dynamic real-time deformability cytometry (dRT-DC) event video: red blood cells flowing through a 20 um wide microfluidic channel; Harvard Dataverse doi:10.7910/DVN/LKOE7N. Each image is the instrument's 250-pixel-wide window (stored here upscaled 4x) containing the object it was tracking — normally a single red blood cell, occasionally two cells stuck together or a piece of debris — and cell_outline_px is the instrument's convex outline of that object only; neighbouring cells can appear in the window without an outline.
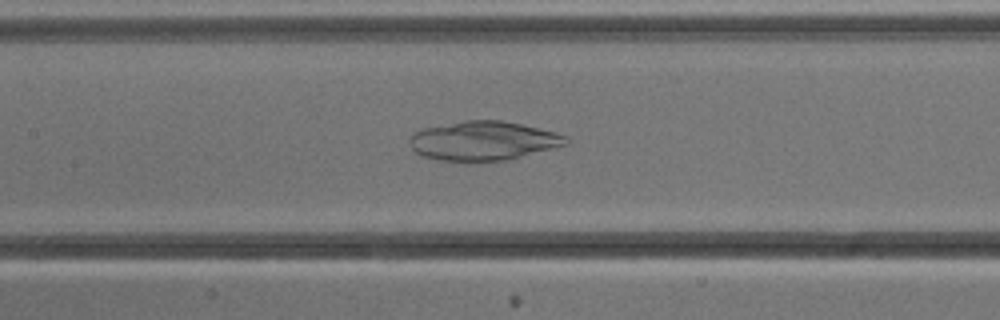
{"species": "common noctule bat (a hibernating species)", "species_latin": "Nyctalus noctula", "temperature_condition": "cold", "stored_images_in_passage": 53, "camera_frame_rate_fps": 3000, "um_per_image_px": 0.085, "animal": {"sex": "male", "body_mass_g": 13.3}, "frame": {"image": 1, "passage_image": 24, "time_ms": 7.667, "image_size_px": [1000, 320], "cell_outline_px": [[568, 144], [504, 160], [440, 160], [420, 156], [412, 148], [408, 140], [412, 132], [420, 128], [464, 120], [500, 120], [520, 124], [556, 132], [564, 136], [568, 140]], "centroid_in_image_um": [41.0, 11.94], "position_along_channel_um": 166.4, "area_um2": 35.32}}
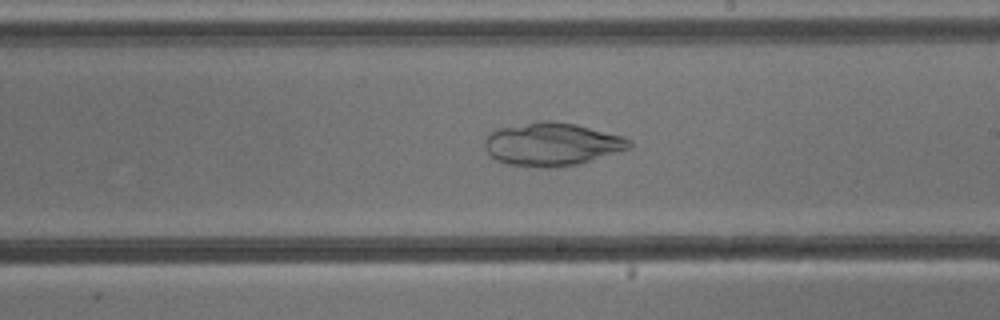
{"frame": {"image": 2, "passage_image": 30, "time_ms": 9.667, "image_size_px": [1000, 320], "cell_outline_px": [[632, 148], [576, 164], [556, 168], [544, 168], [508, 164], [496, 160], [484, 148], [484, 140], [488, 132], [492, 128], [544, 120], [552, 120], [576, 124], [624, 136], [632, 140]], "centroid_in_image_um": [46.88, 12.24], "position_along_channel_um": 242.1, "area_um2": 36.82}}
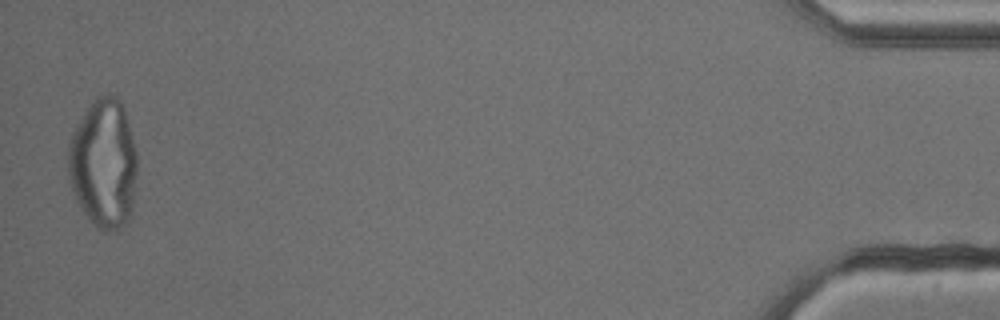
{"frame": {"image": 3, "passage_image": 52, "time_ms": 17.0, "image_size_px": [1000, 320], "cell_outline_px": [[136, 172], [132, 212], [128, 220], [120, 232], [104, 232], [96, 228], [84, 212], [76, 200], [68, 180], [68, 148], [72, 132], [84, 112], [92, 100], [96, 96], [108, 92], [116, 96], [120, 100], [124, 108], [136, 152]], "centroid_in_image_um": [8.8, 13.93], "position_along_channel_um": 426.4, "area_um2": 52.66}}